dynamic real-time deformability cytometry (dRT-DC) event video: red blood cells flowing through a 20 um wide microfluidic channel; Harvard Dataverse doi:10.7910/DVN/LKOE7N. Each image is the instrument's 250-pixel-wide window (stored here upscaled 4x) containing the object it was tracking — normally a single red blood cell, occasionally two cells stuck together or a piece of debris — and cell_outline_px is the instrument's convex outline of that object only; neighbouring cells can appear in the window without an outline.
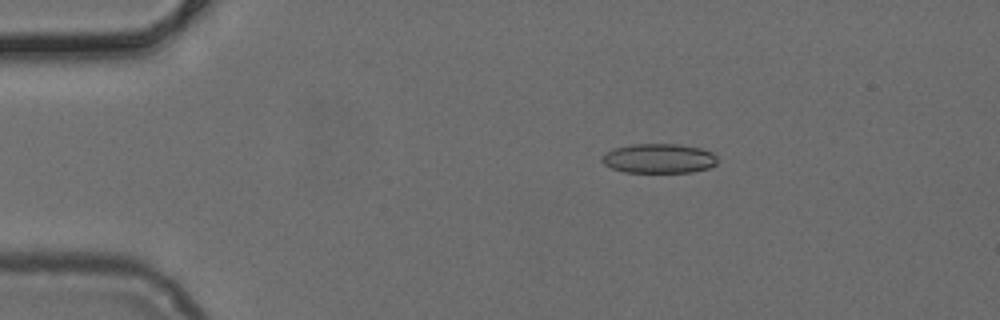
{"species": "common noctule bat (a hibernating species)", "species_latin": "Nyctalus noctula", "temperature_condition": "cold", "stored_images_in_passage": 51, "camera_frame_rate_fps": 3000, "um_per_image_px": 0.085, "animal": {"sex": "female", "body_mass_g": 24.6, "forearm_length_mm": 56.2}, "frame": {"image": 1, "passage_image": 9, "time_ms": 2.667, "image_size_px": [1000, 320], "cell_outline_px": [[716, 164], [708, 168], [692, 172], [624, 172], [612, 168], [604, 164], [600, 160], [600, 156], [604, 152], [612, 148], [632, 144], [680, 144], [700, 148], [712, 152], [716, 156]], "centroid_in_image_um": [55.95, 13.46], "position_along_channel_um": 29.0, "area_um2": 20.06}}
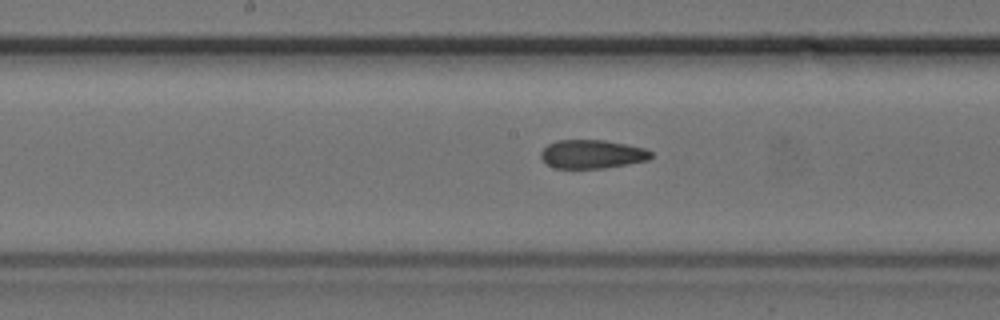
{"frame": {"image": 2, "passage_image": 26, "time_ms": 8.333, "image_size_px": [1000, 320], "cell_outline_px": [[652, 156], [648, 160], [628, 164], [604, 168], [556, 168], [548, 164], [540, 156], [540, 152], [548, 144], [556, 140], [604, 140], [644, 148], [652, 152]], "centroid_in_image_um": [50.32, 13.1], "position_along_channel_um": 197.9, "area_um2": 18.26}}
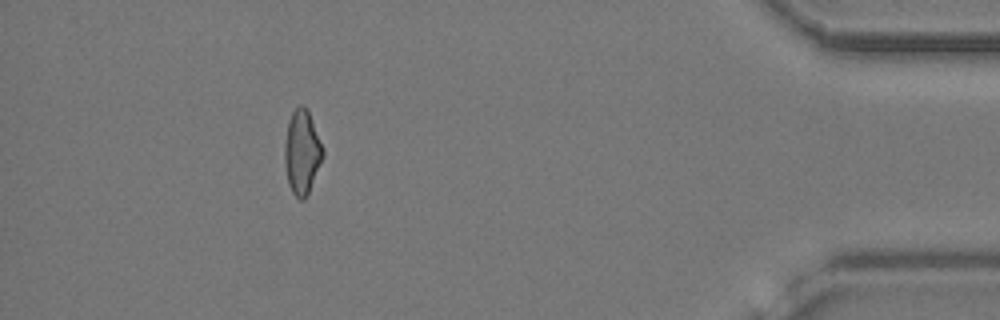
{"frame": {"image": 3, "passage_image": 46, "time_ms": 15.0, "image_size_px": [1000, 320], "cell_outline_px": [[324, 156], [308, 192], [304, 200], [300, 200], [292, 192], [288, 184], [284, 160], [284, 144], [288, 120], [292, 112], [300, 104], [304, 104], [308, 108], [324, 148]], "centroid_in_image_um": [25.67, 12.88], "position_along_channel_um": 409.5, "area_um2": 19.02}}